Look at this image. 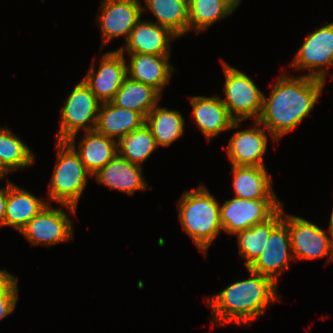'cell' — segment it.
Wrapping results in <instances>:
<instances>
[{
    "label": "cell",
    "instance_id": "8fae6325",
    "mask_svg": "<svg viewBox=\"0 0 333 333\" xmlns=\"http://www.w3.org/2000/svg\"><path fill=\"white\" fill-rule=\"evenodd\" d=\"M97 16L102 35V47L113 38L129 37L141 19L145 7L139 0H103Z\"/></svg>",
    "mask_w": 333,
    "mask_h": 333
},
{
    "label": "cell",
    "instance_id": "44dd1931",
    "mask_svg": "<svg viewBox=\"0 0 333 333\" xmlns=\"http://www.w3.org/2000/svg\"><path fill=\"white\" fill-rule=\"evenodd\" d=\"M47 204L48 202L40 200L30 192L8 181V198L4 226H11L21 232L26 224Z\"/></svg>",
    "mask_w": 333,
    "mask_h": 333
},
{
    "label": "cell",
    "instance_id": "4fadbf2b",
    "mask_svg": "<svg viewBox=\"0 0 333 333\" xmlns=\"http://www.w3.org/2000/svg\"><path fill=\"white\" fill-rule=\"evenodd\" d=\"M294 258L288 226L281 221L270 233L262 254L248 268L270 277L276 284L283 269L290 267L289 260Z\"/></svg>",
    "mask_w": 333,
    "mask_h": 333
},
{
    "label": "cell",
    "instance_id": "d4e9b609",
    "mask_svg": "<svg viewBox=\"0 0 333 333\" xmlns=\"http://www.w3.org/2000/svg\"><path fill=\"white\" fill-rule=\"evenodd\" d=\"M184 117L177 110L161 108L158 104L147 114L145 124L150 128L157 146H170L184 134Z\"/></svg>",
    "mask_w": 333,
    "mask_h": 333
},
{
    "label": "cell",
    "instance_id": "484cf974",
    "mask_svg": "<svg viewBox=\"0 0 333 333\" xmlns=\"http://www.w3.org/2000/svg\"><path fill=\"white\" fill-rule=\"evenodd\" d=\"M157 24L169 28L178 37L189 31L188 0H144Z\"/></svg>",
    "mask_w": 333,
    "mask_h": 333
},
{
    "label": "cell",
    "instance_id": "e0dca14e",
    "mask_svg": "<svg viewBox=\"0 0 333 333\" xmlns=\"http://www.w3.org/2000/svg\"><path fill=\"white\" fill-rule=\"evenodd\" d=\"M141 173L140 165L133 164L117 154L91 177L95 176L98 183L106 185L109 189L132 195L136 190L144 191L148 187Z\"/></svg>",
    "mask_w": 333,
    "mask_h": 333
},
{
    "label": "cell",
    "instance_id": "7c38bea8",
    "mask_svg": "<svg viewBox=\"0 0 333 333\" xmlns=\"http://www.w3.org/2000/svg\"><path fill=\"white\" fill-rule=\"evenodd\" d=\"M124 58V54L118 49L109 51L101 58L98 71L96 72L92 65L83 78L100 102H111L127 77Z\"/></svg>",
    "mask_w": 333,
    "mask_h": 333
},
{
    "label": "cell",
    "instance_id": "ac0fdd59",
    "mask_svg": "<svg viewBox=\"0 0 333 333\" xmlns=\"http://www.w3.org/2000/svg\"><path fill=\"white\" fill-rule=\"evenodd\" d=\"M127 76L135 81L153 87L160 94L168 84L173 67L168 63L170 55L128 53Z\"/></svg>",
    "mask_w": 333,
    "mask_h": 333
},
{
    "label": "cell",
    "instance_id": "ba28073f",
    "mask_svg": "<svg viewBox=\"0 0 333 333\" xmlns=\"http://www.w3.org/2000/svg\"><path fill=\"white\" fill-rule=\"evenodd\" d=\"M289 230L294 259L328 257L333 260V248L326 231L299 216L286 214L282 220Z\"/></svg>",
    "mask_w": 333,
    "mask_h": 333
},
{
    "label": "cell",
    "instance_id": "4dcf8cb0",
    "mask_svg": "<svg viewBox=\"0 0 333 333\" xmlns=\"http://www.w3.org/2000/svg\"><path fill=\"white\" fill-rule=\"evenodd\" d=\"M7 198H8V182L6 188L0 189V227H4Z\"/></svg>",
    "mask_w": 333,
    "mask_h": 333
},
{
    "label": "cell",
    "instance_id": "30bf717a",
    "mask_svg": "<svg viewBox=\"0 0 333 333\" xmlns=\"http://www.w3.org/2000/svg\"><path fill=\"white\" fill-rule=\"evenodd\" d=\"M72 219L61 208L53 209L47 204L32 218L21 233L32 244L51 246L73 237Z\"/></svg>",
    "mask_w": 333,
    "mask_h": 333
},
{
    "label": "cell",
    "instance_id": "d6986e66",
    "mask_svg": "<svg viewBox=\"0 0 333 333\" xmlns=\"http://www.w3.org/2000/svg\"><path fill=\"white\" fill-rule=\"evenodd\" d=\"M145 122L146 118L141 113L106 102L100 106L95 130L118 141L141 128Z\"/></svg>",
    "mask_w": 333,
    "mask_h": 333
},
{
    "label": "cell",
    "instance_id": "2e32d148",
    "mask_svg": "<svg viewBox=\"0 0 333 333\" xmlns=\"http://www.w3.org/2000/svg\"><path fill=\"white\" fill-rule=\"evenodd\" d=\"M193 117L206 139L210 140L225 130L239 127L241 121H235L218 96H194L190 98Z\"/></svg>",
    "mask_w": 333,
    "mask_h": 333
},
{
    "label": "cell",
    "instance_id": "277c9868",
    "mask_svg": "<svg viewBox=\"0 0 333 333\" xmlns=\"http://www.w3.org/2000/svg\"><path fill=\"white\" fill-rule=\"evenodd\" d=\"M57 162L49 183L48 200H53L76 214L77 203L91 174L85 169L76 152L75 136L56 142Z\"/></svg>",
    "mask_w": 333,
    "mask_h": 333
},
{
    "label": "cell",
    "instance_id": "f546056e",
    "mask_svg": "<svg viewBox=\"0 0 333 333\" xmlns=\"http://www.w3.org/2000/svg\"><path fill=\"white\" fill-rule=\"evenodd\" d=\"M17 298V277L0 270V320L14 312Z\"/></svg>",
    "mask_w": 333,
    "mask_h": 333
},
{
    "label": "cell",
    "instance_id": "d6a6232c",
    "mask_svg": "<svg viewBox=\"0 0 333 333\" xmlns=\"http://www.w3.org/2000/svg\"><path fill=\"white\" fill-rule=\"evenodd\" d=\"M329 230V234H330V241H331V244H332V248H333V209H332V212H331V217H330V226L328 228Z\"/></svg>",
    "mask_w": 333,
    "mask_h": 333
},
{
    "label": "cell",
    "instance_id": "4316f807",
    "mask_svg": "<svg viewBox=\"0 0 333 333\" xmlns=\"http://www.w3.org/2000/svg\"><path fill=\"white\" fill-rule=\"evenodd\" d=\"M30 148L7 127H0V166L8 174L34 163Z\"/></svg>",
    "mask_w": 333,
    "mask_h": 333
},
{
    "label": "cell",
    "instance_id": "1f68e13d",
    "mask_svg": "<svg viewBox=\"0 0 333 333\" xmlns=\"http://www.w3.org/2000/svg\"><path fill=\"white\" fill-rule=\"evenodd\" d=\"M232 12L239 6L241 0H221Z\"/></svg>",
    "mask_w": 333,
    "mask_h": 333
},
{
    "label": "cell",
    "instance_id": "83f0119b",
    "mask_svg": "<svg viewBox=\"0 0 333 333\" xmlns=\"http://www.w3.org/2000/svg\"><path fill=\"white\" fill-rule=\"evenodd\" d=\"M157 147L155 138L146 124L117 141L118 155L140 166Z\"/></svg>",
    "mask_w": 333,
    "mask_h": 333
},
{
    "label": "cell",
    "instance_id": "9c48e42d",
    "mask_svg": "<svg viewBox=\"0 0 333 333\" xmlns=\"http://www.w3.org/2000/svg\"><path fill=\"white\" fill-rule=\"evenodd\" d=\"M333 65V22L305 37L291 64L295 69H303L307 76L326 80V69Z\"/></svg>",
    "mask_w": 333,
    "mask_h": 333
},
{
    "label": "cell",
    "instance_id": "5bb4252c",
    "mask_svg": "<svg viewBox=\"0 0 333 333\" xmlns=\"http://www.w3.org/2000/svg\"><path fill=\"white\" fill-rule=\"evenodd\" d=\"M254 124L252 128L235 132L229 140L227 155L233 166L265 167L263 155L268 142L266 130L260 127L257 120H254Z\"/></svg>",
    "mask_w": 333,
    "mask_h": 333
},
{
    "label": "cell",
    "instance_id": "7a4b0ae2",
    "mask_svg": "<svg viewBox=\"0 0 333 333\" xmlns=\"http://www.w3.org/2000/svg\"><path fill=\"white\" fill-rule=\"evenodd\" d=\"M247 270L250 273L248 279L236 281L219 294L207 298L211 310L213 308L212 319L217 325H249L265 312L269 303L279 301L278 287L270 277Z\"/></svg>",
    "mask_w": 333,
    "mask_h": 333
},
{
    "label": "cell",
    "instance_id": "cb8c5ba5",
    "mask_svg": "<svg viewBox=\"0 0 333 333\" xmlns=\"http://www.w3.org/2000/svg\"><path fill=\"white\" fill-rule=\"evenodd\" d=\"M283 220V206L268 220L236 233L239 255L249 268L262 254L271 231Z\"/></svg>",
    "mask_w": 333,
    "mask_h": 333
},
{
    "label": "cell",
    "instance_id": "6da1fadb",
    "mask_svg": "<svg viewBox=\"0 0 333 333\" xmlns=\"http://www.w3.org/2000/svg\"><path fill=\"white\" fill-rule=\"evenodd\" d=\"M325 82L307 75L290 78L281 74L270 92L269 100L263 94L262 112L257 121L267 129L273 140L280 139L309 115Z\"/></svg>",
    "mask_w": 333,
    "mask_h": 333
},
{
    "label": "cell",
    "instance_id": "3957f363",
    "mask_svg": "<svg viewBox=\"0 0 333 333\" xmlns=\"http://www.w3.org/2000/svg\"><path fill=\"white\" fill-rule=\"evenodd\" d=\"M180 223L203 253L223 229L220 205L204 186L186 191L178 201Z\"/></svg>",
    "mask_w": 333,
    "mask_h": 333
},
{
    "label": "cell",
    "instance_id": "603a6c76",
    "mask_svg": "<svg viewBox=\"0 0 333 333\" xmlns=\"http://www.w3.org/2000/svg\"><path fill=\"white\" fill-rule=\"evenodd\" d=\"M160 97L161 94L153 87L127 76L111 102L118 107L141 113L146 118Z\"/></svg>",
    "mask_w": 333,
    "mask_h": 333
},
{
    "label": "cell",
    "instance_id": "8992f818",
    "mask_svg": "<svg viewBox=\"0 0 333 333\" xmlns=\"http://www.w3.org/2000/svg\"><path fill=\"white\" fill-rule=\"evenodd\" d=\"M222 65L226 77L224 85L226 96L222 102L229 115L235 121L252 117H255V121L258 120L262 112L263 93L249 76L226 62L222 61Z\"/></svg>",
    "mask_w": 333,
    "mask_h": 333
},
{
    "label": "cell",
    "instance_id": "836d02e7",
    "mask_svg": "<svg viewBox=\"0 0 333 333\" xmlns=\"http://www.w3.org/2000/svg\"><path fill=\"white\" fill-rule=\"evenodd\" d=\"M7 173L4 171V169L0 166V180L5 176Z\"/></svg>",
    "mask_w": 333,
    "mask_h": 333
},
{
    "label": "cell",
    "instance_id": "7402d4cb",
    "mask_svg": "<svg viewBox=\"0 0 333 333\" xmlns=\"http://www.w3.org/2000/svg\"><path fill=\"white\" fill-rule=\"evenodd\" d=\"M84 134L76 152L85 169L93 175L118 154L117 140L100 134L96 130L87 131Z\"/></svg>",
    "mask_w": 333,
    "mask_h": 333
},
{
    "label": "cell",
    "instance_id": "9a60e30c",
    "mask_svg": "<svg viewBox=\"0 0 333 333\" xmlns=\"http://www.w3.org/2000/svg\"><path fill=\"white\" fill-rule=\"evenodd\" d=\"M178 38L169 28L151 21L139 20L126 40L124 53H142L152 55H170V40Z\"/></svg>",
    "mask_w": 333,
    "mask_h": 333
},
{
    "label": "cell",
    "instance_id": "52a82bcc",
    "mask_svg": "<svg viewBox=\"0 0 333 333\" xmlns=\"http://www.w3.org/2000/svg\"><path fill=\"white\" fill-rule=\"evenodd\" d=\"M283 204L278 199L234 197L220 206V222L227 234H236L271 218Z\"/></svg>",
    "mask_w": 333,
    "mask_h": 333
},
{
    "label": "cell",
    "instance_id": "f1b7e54d",
    "mask_svg": "<svg viewBox=\"0 0 333 333\" xmlns=\"http://www.w3.org/2000/svg\"><path fill=\"white\" fill-rule=\"evenodd\" d=\"M188 10L189 30L194 27L196 33L233 13L221 0H188Z\"/></svg>",
    "mask_w": 333,
    "mask_h": 333
},
{
    "label": "cell",
    "instance_id": "ffe728a7",
    "mask_svg": "<svg viewBox=\"0 0 333 333\" xmlns=\"http://www.w3.org/2000/svg\"><path fill=\"white\" fill-rule=\"evenodd\" d=\"M231 169L235 197L250 200L278 199L265 167L232 165Z\"/></svg>",
    "mask_w": 333,
    "mask_h": 333
},
{
    "label": "cell",
    "instance_id": "5b68a950",
    "mask_svg": "<svg viewBox=\"0 0 333 333\" xmlns=\"http://www.w3.org/2000/svg\"><path fill=\"white\" fill-rule=\"evenodd\" d=\"M100 103L82 79L64 104L59 130L56 133L57 141H67L70 137L76 136L81 128L85 132L95 130Z\"/></svg>",
    "mask_w": 333,
    "mask_h": 333
}]
</instances>
